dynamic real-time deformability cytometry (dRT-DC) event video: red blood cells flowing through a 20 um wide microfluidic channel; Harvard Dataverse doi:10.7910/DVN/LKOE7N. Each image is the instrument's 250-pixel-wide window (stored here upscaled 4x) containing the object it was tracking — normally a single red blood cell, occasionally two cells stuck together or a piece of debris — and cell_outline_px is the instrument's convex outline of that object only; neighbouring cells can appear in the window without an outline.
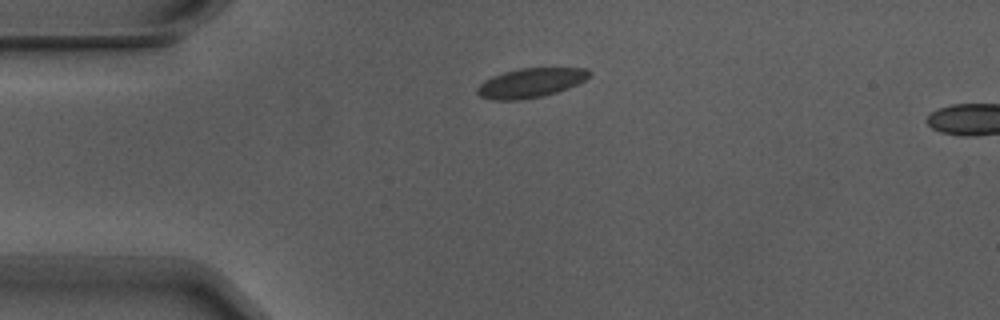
{"species": "Egyptian fruit bat (a non-hibernating species)", "species_latin": "Rousettus aegyptiacus", "temperature_condition": "warm", "stored_images_in_passage": 2, "camera_frame_rate_fps": 3000, "um_per_image_px": 0.085, "animal": {"sex": "male"}, "frame": {"image": 1, "passage_image": 1, "time_ms": 0.0, "image_size_px": [1000, 320], "cell_outline_px": [[592, 72], [584, 80], [568, 88], [556, 92], [540, 96], [520, 100], [492, 100], [480, 96], [476, 92], [476, 88], [484, 80], [492, 76], [504, 72], [520, 68], [588, 68]], "centroid_in_image_um": [45.07, 7.04], "position_along_channel_um": 39.9, "area_um2": 19.07}}